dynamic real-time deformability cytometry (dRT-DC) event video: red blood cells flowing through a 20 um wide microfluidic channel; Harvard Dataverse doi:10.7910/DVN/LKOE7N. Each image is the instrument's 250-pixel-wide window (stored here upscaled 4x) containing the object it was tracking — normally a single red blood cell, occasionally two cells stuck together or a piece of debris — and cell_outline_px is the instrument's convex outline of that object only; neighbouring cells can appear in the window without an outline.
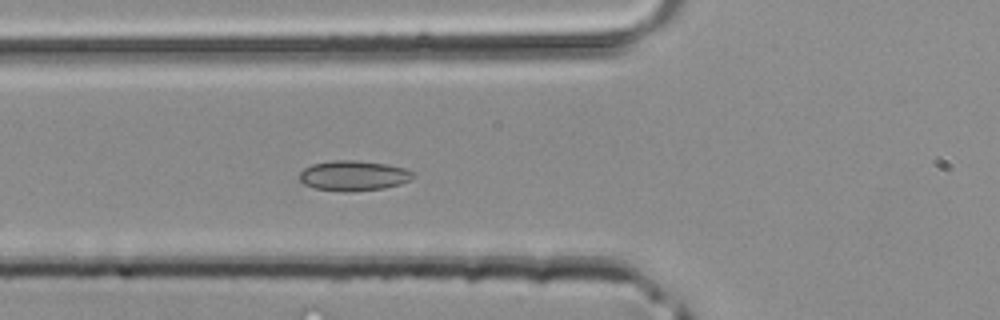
{"species": "common noctule bat (a hibernating species)", "species_latin": "Nyctalus noctula", "temperature_condition": "room temperature", "stored_images_in_passage": 22, "camera_frame_rate_fps": 3000, "um_per_image_px": 0.085, "animal": {"sex": "male", "body_mass_g": 20.4}, "frame": {"image": 1, "passage_image": 6, "time_ms": 1.667, "image_size_px": [1000, 320], "cell_outline_px": [[416, 176], [400, 184], [384, 188], [344, 192], [312, 188], [304, 184], [300, 180], [300, 172], [304, 168], [312, 164], [332, 160], [356, 160], [388, 164], [404, 168], [416, 172]], "centroid_in_image_um": [30.06, 14.92], "position_along_channel_um": 95.7, "area_um2": 20.11}}
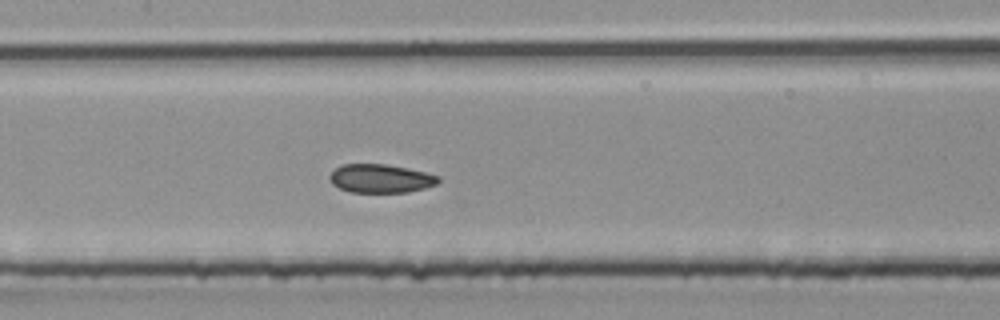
{"frame": {"image": 2, "passage_image": 11, "time_ms": 3.333, "image_size_px": [1000, 320], "cell_outline_px": [[440, 180], [436, 184], [424, 188], [408, 192], [348, 192], [332, 184], [328, 176], [340, 164], [384, 164], [408, 168], [440, 176]], "centroid_in_image_um": [32.33, 15.17], "position_along_channel_um": 175.1, "area_um2": 18.09}}
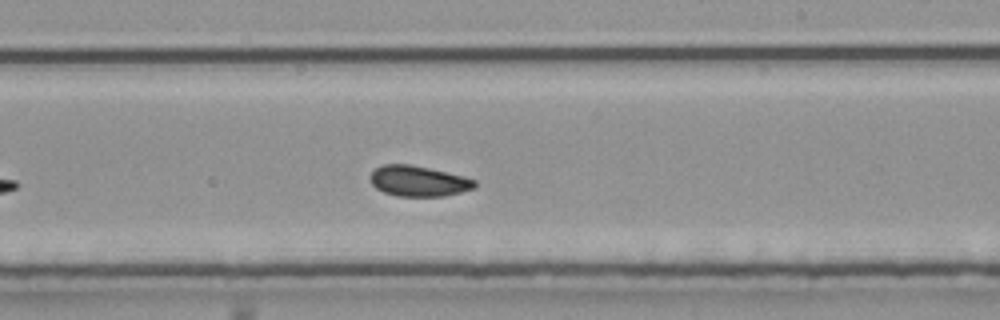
{"frame": {"image": 3, "passage_image": 16, "time_ms": 5.0, "image_size_px": [1000, 320], "cell_outline_px": [[476, 188], [444, 196], [396, 196], [384, 192], [376, 188], [372, 184], [372, 172], [376, 168], [384, 164], [412, 164], [464, 176], [476, 180]], "centroid_in_image_um": [35.6, 15.39], "position_along_channel_um": 253.4, "area_um2": 18.55}}